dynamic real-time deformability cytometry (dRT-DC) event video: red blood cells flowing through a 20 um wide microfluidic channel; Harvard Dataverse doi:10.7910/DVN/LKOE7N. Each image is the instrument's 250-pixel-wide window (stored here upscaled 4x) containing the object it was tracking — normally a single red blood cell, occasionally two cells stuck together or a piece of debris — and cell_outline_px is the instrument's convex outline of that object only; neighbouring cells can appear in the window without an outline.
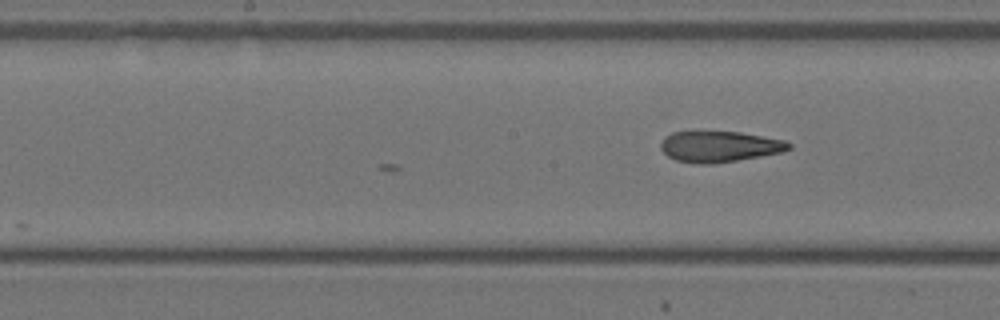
{"species": "Egyptian fruit bat (a non-hibernating species)", "species_latin": "Rousettus aegyptiacus", "temperature_condition": "warm", "stored_images_in_passage": 18, "camera_frame_rate_fps": 3000, "um_per_image_px": 0.085, "animal": {"sex": "female"}, "frame": {"image": 1, "passage_image": 18, "time_ms": 5.667, "image_size_px": [1000, 320], "cell_outline_px": [[792, 148], [780, 152], [760, 156], [712, 164], [696, 164], [676, 160], [668, 156], [660, 148], [660, 144], [664, 136], [672, 132], [740, 132], [784, 140], [792, 144]], "centroid_in_image_um": [61.13, 12.46], "position_along_channel_um": 187.1, "area_um2": 22.95}}